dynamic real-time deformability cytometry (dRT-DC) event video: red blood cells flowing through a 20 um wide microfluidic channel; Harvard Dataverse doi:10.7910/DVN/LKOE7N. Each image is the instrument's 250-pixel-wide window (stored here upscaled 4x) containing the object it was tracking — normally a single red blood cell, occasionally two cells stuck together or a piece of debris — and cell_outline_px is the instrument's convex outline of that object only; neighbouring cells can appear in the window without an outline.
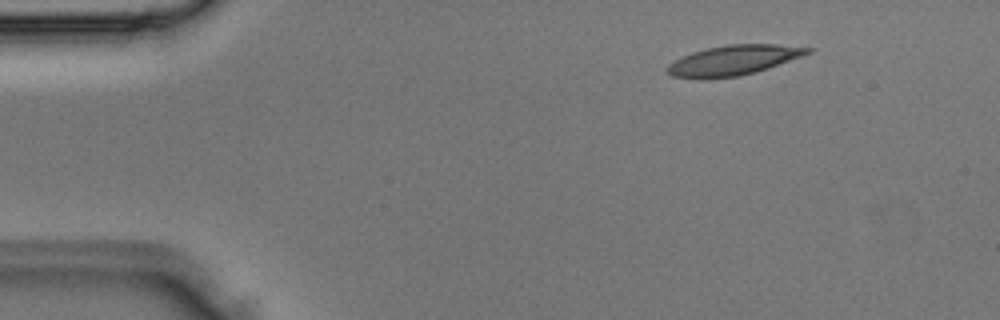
{"species": "Egyptian fruit bat (a non-hibernating species)", "species_latin": "Rousettus aegyptiacus", "temperature_condition": "room temperature", "stored_images_in_passage": 4, "camera_frame_rate_fps": 3000, "um_per_image_px": 0.085, "animal": {"sex": "male"}, "frame": {"image": 1, "passage_image": 2, "time_ms": 0.333, "image_size_px": [1000, 320], "cell_outline_px": [[816, 48], [812, 52], [768, 68], [756, 72], [740, 76], [700, 80], [672, 76], [664, 72], [664, 68], [668, 64], [692, 52], [708, 48], [728, 44], [776, 44]], "centroid_in_image_um": [62.31, 5.14], "position_along_channel_um": 22.7, "area_um2": 24.8}}
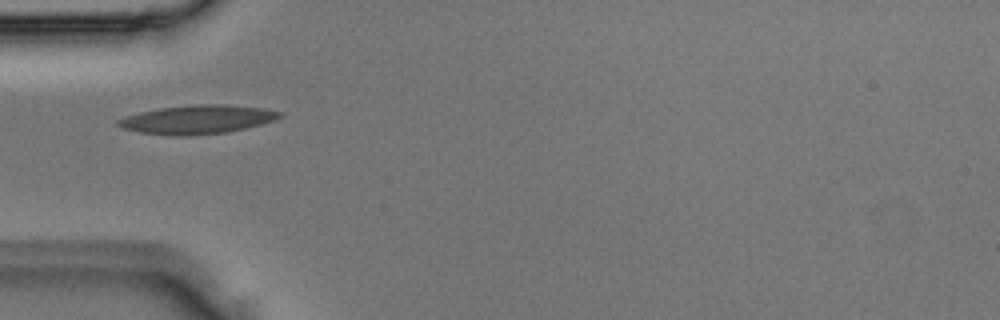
{"frame": {"image": 2, "passage_image": 4, "time_ms": 1.0, "image_size_px": [1000, 320], "cell_outline_px": [[284, 116], [260, 124], [244, 128], [224, 132], [188, 136], [176, 136], [140, 132], [124, 128], [116, 124], [116, 120], [140, 112], [160, 108], [200, 104], [220, 104], [264, 108], [284, 112]], "centroid_in_image_um": [16.79, 10.15], "position_along_channel_um": 68.2, "area_um2": 26.7}}